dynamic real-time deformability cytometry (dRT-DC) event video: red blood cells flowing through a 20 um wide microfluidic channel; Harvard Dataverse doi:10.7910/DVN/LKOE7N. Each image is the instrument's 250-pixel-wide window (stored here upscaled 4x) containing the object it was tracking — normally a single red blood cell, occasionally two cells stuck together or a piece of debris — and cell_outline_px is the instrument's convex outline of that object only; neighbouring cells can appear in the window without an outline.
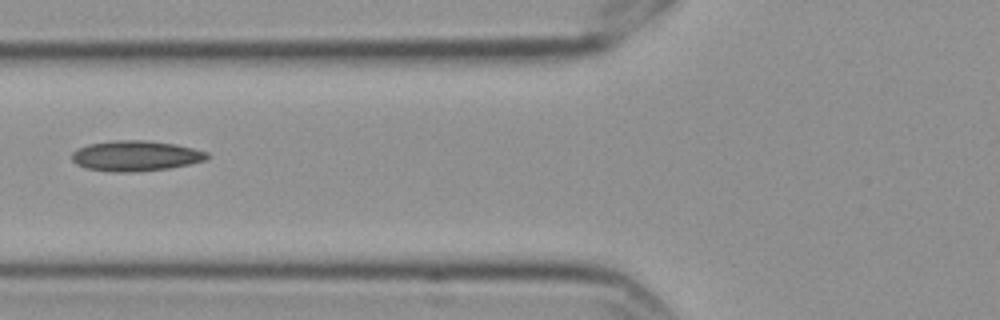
{"species": "Egyptian fruit bat (a non-hibernating species)", "species_latin": "Rousettus aegyptiacus", "temperature_condition": "cold", "stored_images_in_passage": 7, "camera_frame_rate_fps": 3000, "um_per_image_px": 0.085, "frame": {"image": 1, "passage_image": 2, "time_ms": 0.333, "image_size_px": [1000, 320], "cell_outline_px": [[208, 156], [204, 160], [188, 164], [168, 168], [136, 172], [108, 172], [84, 168], [76, 164], [72, 160], [72, 152], [76, 148], [88, 144], [112, 140], [144, 140], [176, 144], [208, 152]], "centroid_in_image_um": [11.46, 13.25], "position_along_channel_um": 114.3, "area_um2": 24.1}}
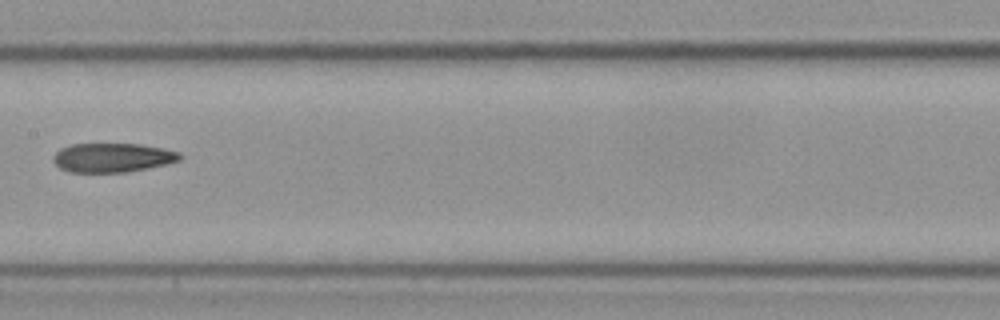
{"frame": {"image": 2, "passage_image": 4, "time_ms": 1.0, "image_size_px": [1000, 320], "cell_outline_px": [[184, 156], [180, 160], [148, 168], [124, 172], [68, 172], [60, 168], [52, 160], [52, 156], [60, 148], [72, 144], [140, 144], [164, 148], [180, 152]], "centroid_in_image_um": [9.56, 13.39], "position_along_channel_um": 197.8, "area_um2": 21.56}}
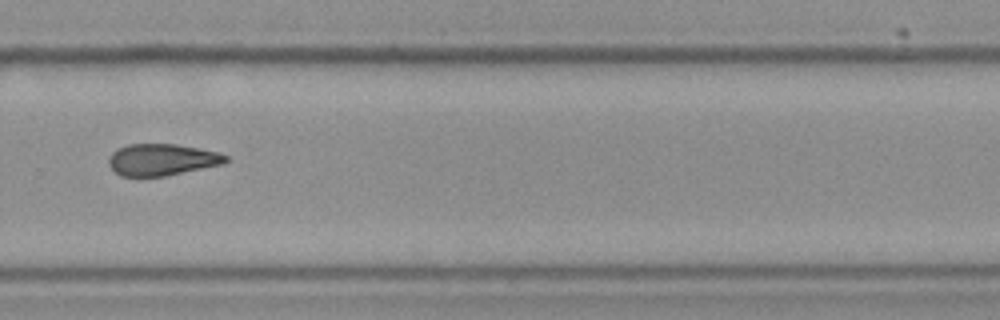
{"frame": {"image": 3, "passage_image": 7, "time_ms": 2.0, "image_size_px": [1000, 320], "cell_outline_px": [[228, 160], [224, 164], [164, 176], [120, 176], [108, 164], [108, 160], [112, 152], [116, 148], [128, 144], [176, 144], [216, 152], [228, 156]], "centroid_in_image_um": [13.74, 13.57], "position_along_channel_um": 316.1, "area_um2": 21.5}}